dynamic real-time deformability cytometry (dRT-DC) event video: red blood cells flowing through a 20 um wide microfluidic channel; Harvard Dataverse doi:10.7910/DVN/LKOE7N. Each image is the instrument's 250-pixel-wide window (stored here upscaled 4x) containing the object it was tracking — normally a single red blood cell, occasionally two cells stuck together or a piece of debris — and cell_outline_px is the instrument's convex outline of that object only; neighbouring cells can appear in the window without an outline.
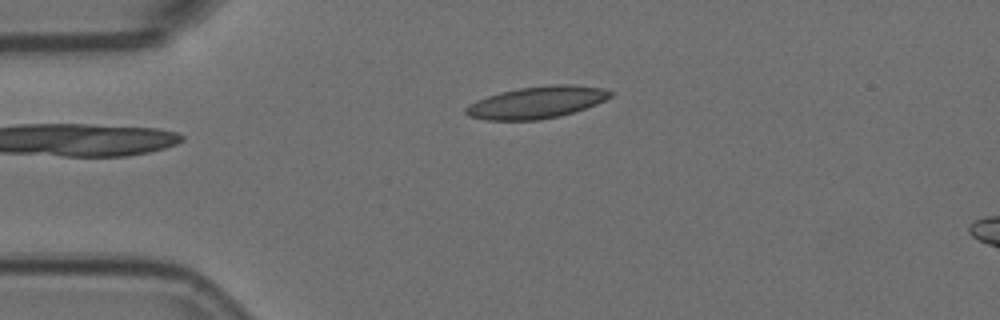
{"species": "Egyptian fruit bat (a non-hibernating species)", "species_latin": "Rousettus aegyptiacus", "temperature_condition": "room temperature", "stored_images_in_passage": 3, "camera_frame_rate_fps": 3000, "um_per_image_px": 0.085, "animal": {"sex": "female"}, "frame": {"image": 1, "passage_image": 3, "time_ms": 0.667, "image_size_px": [1000, 320], "cell_outline_px": [[616, 92], [612, 96], [596, 104], [560, 116], [540, 120], [484, 120], [468, 116], [464, 112], [464, 108], [468, 104], [476, 100], [500, 92], [520, 88], [552, 84], [572, 84], [604, 88]], "centroid_in_image_um": [45.62, 8.7], "position_along_channel_um": 39.4, "area_um2": 27.11}}